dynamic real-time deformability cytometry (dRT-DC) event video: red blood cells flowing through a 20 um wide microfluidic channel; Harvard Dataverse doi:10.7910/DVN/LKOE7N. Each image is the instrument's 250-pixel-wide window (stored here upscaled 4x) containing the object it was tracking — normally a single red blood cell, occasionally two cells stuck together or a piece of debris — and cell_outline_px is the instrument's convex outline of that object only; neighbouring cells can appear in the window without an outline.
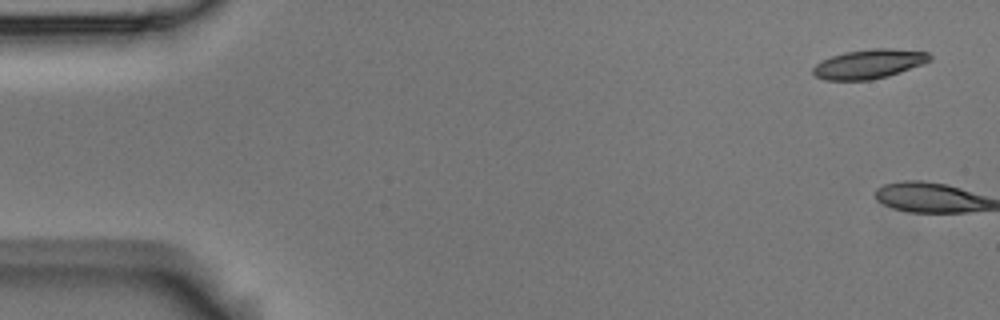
{"species": "Egyptian fruit bat (a non-hibernating species)", "species_latin": "Rousettus aegyptiacus", "temperature_condition": "room temperature", "stored_images_in_passage": 6, "camera_frame_rate_fps": 3000, "um_per_image_px": 0.085, "animal": {"sex": "male"}, "frame": {"image": 1, "passage_image": 1, "time_ms": 0.0, "image_size_px": [1000, 320], "cell_outline_px": [[932, 60], [888, 76], [872, 80], [824, 80], [816, 76], [812, 72], [812, 68], [820, 60], [844, 52], [872, 48], [888, 48], [928, 52], [932, 56]], "centroid_in_image_um": [73.84, 5.43], "position_along_channel_um": 11.2, "area_um2": 19.94}}